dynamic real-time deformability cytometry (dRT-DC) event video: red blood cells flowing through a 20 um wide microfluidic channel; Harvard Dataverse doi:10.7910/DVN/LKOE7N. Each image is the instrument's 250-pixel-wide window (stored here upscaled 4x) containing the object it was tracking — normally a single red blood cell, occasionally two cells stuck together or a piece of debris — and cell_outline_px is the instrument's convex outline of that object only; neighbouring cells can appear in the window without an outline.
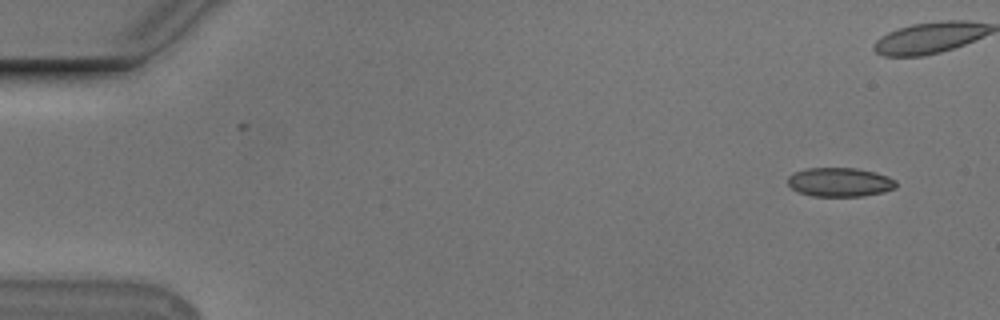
{"species": "Egyptian fruit bat (a non-hibernating species)", "species_latin": "Rousettus aegyptiacus", "temperature_condition": "cold", "stored_images_in_passage": 43, "camera_frame_rate_fps": 3000, "um_per_image_px": 0.085, "animal": {"sex": "male"}, "frame": {"image": 1, "passage_image": 1, "time_ms": 0.0, "image_size_px": [1000, 320], "cell_outline_px": [[896, 188], [884, 192], [864, 196], [812, 196], [800, 192], [792, 188], [788, 184], [788, 176], [804, 168], [856, 168], [876, 172], [888, 176], [896, 180]], "centroid_in_image_um": [71.42, 15.48], "position_along_channel_um": 13.6, "area_um2": 18.38}}
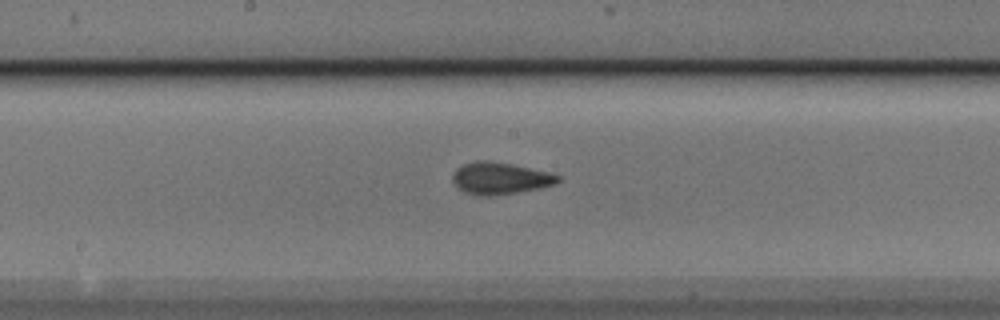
{"frame": {"image": 2, "passage_image": 26, "time_ms": 8.333, "image_size_px": [1000, 320], "cell_outline_px": [[560, 180], [556, 184], [540, 188], [492, 196], [476, 196], [464, 192], [452, 180], [452, 176], [456, 168], [464, 164], [476, 160], [488, 160], [512, 164], [548, 172], [560, 176]], "centroid_in_image_um": [42.49, 15.15], "position_along_channel_um": 205.7, "area_um2": 19.59}}
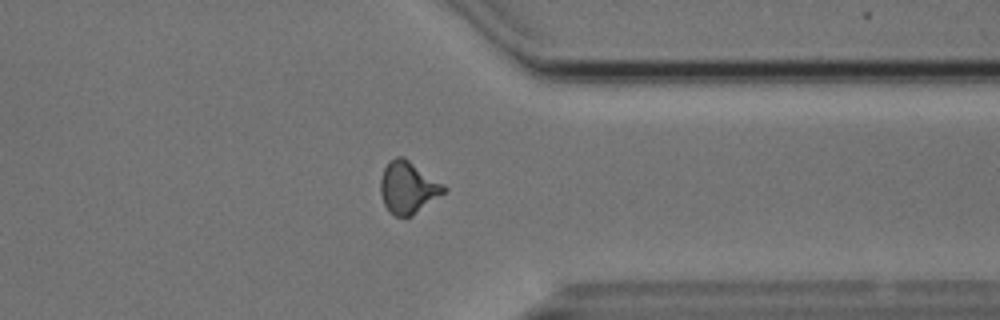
{"frame": {"image": 3, "passage_image": 40, "time_ms": 13.0, "image_size_px": [1000, 320], "cell_outline_px": [[448, 188], [444, 192], [412, 216], [396, 216], [388, 212], [384, 204], [380, 192], [380, 180], [384, 168], [396, 156], [400, 156], [408, 160], [444, 184]], "centroid_in_image_um": [34.66, 15.95], "position_along_channel_um": 376.7, "area_um2": 18.9}}